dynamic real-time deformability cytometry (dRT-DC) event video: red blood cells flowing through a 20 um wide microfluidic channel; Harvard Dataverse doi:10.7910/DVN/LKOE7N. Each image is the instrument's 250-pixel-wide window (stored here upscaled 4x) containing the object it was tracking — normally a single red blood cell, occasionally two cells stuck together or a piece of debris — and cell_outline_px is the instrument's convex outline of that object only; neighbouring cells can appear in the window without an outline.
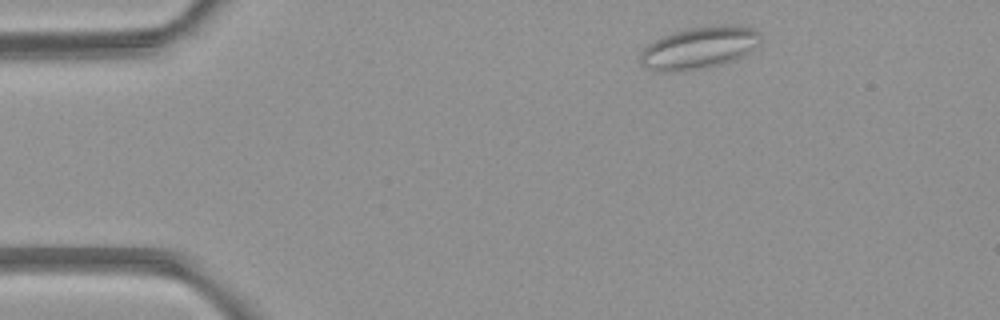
{"species": "common noctule bat (a hibernating species)", "species_latin": "Nyctalus noctula", "temperature_condition": "room temperature", "stored_images_in_passage": 3, "camera_frame_rate_fps": 3000, "um_per_image_px": 0.085, "animal": {"sex": "female", "body_mass_g": 21.9}, "frame": {"image": 1, "passage_image": 1, "time_ms": 0.0, "image_size_px": [1000, 320], "cell_outline_px": [[760, 40], [744, 56], [720, 64], [704, 68], [664, 72], [648, 68], [640, 64], [640, 52], [648, 44], [660, 36], [672, 32], [688, 28], [716, 24], [740, 24], [756, 28], [760, 32]], "centroid_in_image_um": [59.43, 4.02], "position_along_channel_um": 25.6, "area_um2": 29.77}}